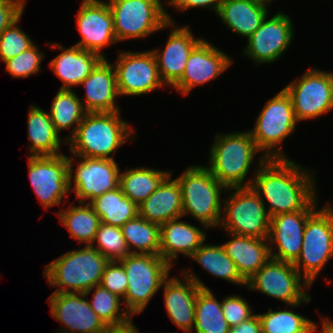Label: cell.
I'll use <instances>...</instances> for the list:
<instances>
[{"instance_id":"obj_10","label":"cell","mask_w":333,"mask_h":333,"mask_svg":"<svg viewBox=\"0 0 333 333\" xmlns=\"http://www.w3.org/2000/svg\"><path fill=\"white\" fill-rule=\"evenodd\" d=\"M118 42L149 37L168 29V12L161 0H116L107 2Z\"/></svg>"},{"instance_id":"obj_26","label":"cell","mask_w":333,"mask_h":333,"mask_svg":"<svg viewBox=\"0 0 333 333\" xmlns=\"http://www.w3.org/2000/svg\"><path fill=\"white\" fill-rule=\"evenodd\" d=\"M170 173L148 198L138 205V215L162 225L171 219L183 217L182 191L177 179Z\"/></svg>"},{"instance_id":"obj_24","label":"cell","mask_w":333,"mask_h":333,"mask_svg":"<svg viewBox=\"0 0 333 333\" xmlns=\"http://www.w3.org/2000/svg\"><path fill=\"white\" fill-rule=\"evenodd\" d=\"M171 219L160 226L159 255L173 267V261L179 254L191 257L206 240V231L181 220Z\"/></svg>"},{"instance_id":"obj_21","label":"cell","mask_w":333,"mask_h":333,"mask_svg":"<svg viewBox=\"0 0 333 333\" xmlns=\"http://www.w3.org/2000/svg\"><path fill=\"white\" fill-rule=\"evenodd\" d=\"M227 55L203 39L190 53L182 78L172 88L185 96L194 87L213 81L233 64Z\"/></svg>"},{"instance_id":"obj_38","label":"cell","mask_w":333,"mask_h":333,"mask_svg":"<svg viewBox=\"0 0 333 333\" xmlns=\"http://www.w3.org/2000/svg\"><path fill=\"white\" fill-rule=\"evenodd\" d=\"M266 313H258L263 333H314L317 323L301 314L294 313L292 309H268Z\"/></svg>"},{"instance_id":"obj_45","label":"cell","mask_w":333,"mask_h":333,"mask_svg":"<svg viewBox=\"0 0 333 333\" xmlns=\"http://www.w3.org/2000/svg\"><path fill=\"white\" fill-rule=\"evenodd\" d=\"M164 4H168L173 6L178 12H185L186 10H190V8H208L214 10V13L217 14L222 0H166Z\"/></svg>"},{"instance_id":"obj_3","label":"cell","mask_w":333,"mask_h":333,"mask_svg":"<svg viewBox=\"0 0 333 333\" xmlns=\"http://www.w3.org/2000/svg\"><path fill=\"white\" fill-rule=\"evenodd\" d=\"M214 139L206 168L226 188L251 186L253 179L245 181L246 176L256 154L261 151L250 131L217 133Z\"/></svg>"},{"instance_id":"obj_49","label":"cell","mask_w":333,"mask_h":333,"mask_svg":"<svg viewBox=\"0 0 333 333\" xmlns=\"http://www.w3.org/2000/svg\"><path fill=\"white\" fill-rule=\"evenodd\" d=\"M259 1H262V2H265L267 4H270L271 2H273L274 0H259Z\"/></svg>"},{"instance_id":"obj_35","label":"cell","mask_w":333,"mask_h":333,"mask_svg":"<svg viewBox=\"0 0 333 333\" xmlns=\"http://www.w3.org/2000/svg\"><path fill=\"white\" fill-rule=\"evenodd\" d=\"M121 229L130 254H159L160 225L137 215L125 222Z\"/></svg>"},{"instance_id":"obj_2","label":"cell","mask_w":333,"mask_h":333,"mask_svg":"<svg viewBox=\"0 0 333 333\" xmlns=\"http://www.w3.org/2000/svg\"><path fill=\"white\" fill-rule=\"evenodd\" d=\"M136 130L120 117V111L86 113L75 134L67 141L74 156L115 160L117 149L131 140ZM110 155V156H109Z\"/></svg>"},{"instance_id":"obj_5","label":"cell","mask_w":333,"mask_h":333,"mask_svg":"<svg viewBox=\"0 0 333 333\" xmlns=\"http://www.w3.org/2000/svg\"><path fill=\"white\" fill-rule=\"evenodd\" d=\"M176 179L182 191L183 217L191 215L203 230L220 226L224 200L220 196L227 188L205 165H189Z\"/></svg>"},{"instance_id":"obj_16","label":"cell","mask_w":333,"mask_h":333,"mask_svg":"<svg viewBox=\"0 0 333 333\" xmlns=\"http://www.w3.org/2000/svg\"><path fill=\"white\" fill-rule=\"evenodd\" d=\"M292 19L279 11L273 17L262 21L259 28L247 38L242 54L256 65L274 63L287 51L294 38Z\"/></svg>"},{"instance_id":"obj_32","label":"cell","mask_w":333,"mask_h":333,"mask_svg":"<svg viewBox=\"0 0 333 333\" xmlns=\"http://www.w3.org/2000/svg\"><path fill=\"white\" fill-rule=\"evenodd\" d=\"M190 258L213 277L224 279L234 285L246 286L247 284L222 245L207 244L204 241Z\"/></svg>"},{"instance_id":"obj_1","label":"cell","mask_w":333,"mask_h":333,"mask_svg":"<svg viewBox=\"0 0 333 333\" xmlns=\"http://www.w3.org/2000/svg\"><path fill=\"white\" fill-rule=\"evenodd\" d=\"M258 160L252 171L255 176L251 186L265 204L270 218L305 210L319 197L313 170L304 169L290 158L267 159L260 155Z\"/></svg>"},{"instance_id":"obj_4","label":"cell","mask_w":333,"mask_h":333,"mask_svg":"<svg viewBox=\"0 0 333 333\" xmlns=\"http://www.w3.org/2000/svg\"><path fill=\"white\" fill-rule=\"evenodd\" d=\"M109 260L91 245L69 250L44 268V277L55 293H85L100 285Z\"/></svg>"},{"instance_id":"obj_12","label":"cell","mask_w":333,"mask_h":333,"mask_svg":"<svg viewBox=\"0 0 333 333\" xmlns=\"http://www.w3.org/2000/svg\"><path fill=\"white\" fill-rule=\"evenodd\" d=\"M283 89L290 96L297 121L325 115L333 109V72L309 68Z\"/></svg>"},{"instance_id":"obj_44","label":"cell","mask_w":333,"mask_h":333,"mask_svg":"<svg viewBox=\"0 0 333 333\" xmlns=\"http://www.w3.org/2000/svg\"><path fill=\"white\" fill-rule=\"evenodd\" d=\"M26 0H0V34L24 14Z\"/></svg>"},{"instance_id":"obj_6","label":"cell","mask_w":333,"mask_h":333,"mask_svg":"<svg viewBox=\"0 0 333 333\" xmlns=\"http://www.w3.org/2000/svg\"><path fill=\"white\" fill-rule=\"evenodd\" d=\"M120 262L128 279L127 292L122 300L124 308L133 317L147 307L172 267L159 254H129Z\"/></svg>"},{"instance_id":"obj_31","label":"cell","mask_w":333,"mask_h":333,"mask_svg":"<svg viewBox=\"0 0 333 333\" xmlns=\"http://www.w3.org/2000/svg\"><path fill=\"white\" fill-rule=\"evenodd\" d=\"M67 210H59L57 216L60 222L70 232V237L76 239L80 244L92 245L98 227L101 223L100 217L89 203L80 202L79 206L73 205Z\"/></svg>"},{"instance_id":"obj_40","label":"cell","mask_w":333,"mask_h":333,"mask_svg":"<svg viewBox=\"0 0 333 333\" xmlns=\"http://www.w3.org/2000/svg\"><path fill=\"white\" fill-rule=\"evenodd\" d=\"M22 15L0 34V60L5 62L31 47L34 41L24 32L18 23Z\"/></svg>"},{"instance_id":"obj_37","label":"cell","mask_w":333,"mask_h":333,"mask_svg":"<svg viewBox=\"0 0 333 333\" xmlns=\"http://www.w3.org/2000/svg\"><path fill=\"white\" fill-rule=\"evenodd\" d=\"M93 290L92 300H89L90 307L108 327H120L133 320L125 308L121 310L122 298L101 285L91 288L85 295L88 296Z\"/></svg>"},{"instance_id":"obj_15","label":"cell","mask_w":333,"mask_h":333,"mask_svg":"<svg viewBox=\"0 0 333 333\" xmlns=\"http://www.w3.org/2000/svg\"><path fill=\"white\" fill-rule=\"evenodd\" d=\"M29 181L42 206L61 204L70 192L67 156H28Z\"/></svg>"},{"instance_id":"obj_22","label":"cell","mask_w":333,"mask_h":333,"mask_svg":"<svg viewBox=\"0 0 333 333\" xmlns=\"http://www.w3.org/2000/svg\"><path fill=\"white\" fill-rule=\"evenodd\" d=\"M168 20L171 30L164 49L151 50L155 55L162 81L165 85L173 87L182 78L190 53L203 38H195L189 25L175 27V20L169 14Z\"/></svg>"},{"instance_id":"obj_41","label":"cell","mask_w":333,"mask_h":333,"mask_svg":"<svg viewBox=\"0 0 333 333\" xmlns=\"http://www.w3.org/2000/svg\"><path fill=\"white\" fill-rule=\"evenodd\" d=\"M35 43L27 50L4 62L5 70L13 78H27L41 70L44 52L38 50Z\"/></svg>"},{"instance_id":"obj_18","label":"cell","mask_w":333,"mask_h":333,"mask_svg":"<svg viewBox=\"0 0 333 333\" xmlns=\"http://www.w3.org/2000/svg\"><path fill=\"white\" fill-rule=\"evenodd\" d=\"M182 270L183 280L168 276L164 286V305L171 321L182 331L193 333L196 297L200 289H209L190 269Z\"/></svg>"},{"instance_id":"obj_13","label":"cell","mask_w":333,"mask_h":333,"mask_svg":"<svg viewBox=\"0 0 333 333\" xmlns=\"http://www.w3.org/2000/svg\"><path fill=\"white\" fill-rule=\"evenodd\" d=\"M77 167H73L74 158ZM69 167V187L74 191L78 202L89 203L97 196L119 187L120 169L115 160L105 158H90L82 156H67ZM74 169V170H73ZM74 176H73V172Z\"/></svg>"},{"instance_id":"obj_48","label":"cell","mask_w":333,"mask_h":333,"mask_svg":"<svg viewBox=\"0 0 333 333\" xmlns=\"http://www.w3.org/2000/svg\"><path fill=\"white\" fill-rule=\"evenodd\" d=\"M321 327H322V331H320L321 333H333V321H330V318H324L323 316H321Z\"/></svg>"},{"instance_id":"obj_42","label":"cell","mask_w":333,"mask_h":333,"mask_svg":"<svg viewBox=\"0 0 333 333\" xmlns=\"http://www.w3.org/2000/svg\"><path fill=\"white\" fill-rule=\"evenodd\" d=\"M100 285L122 299L125 297L128 279L120 261H109L107 263Z\"/></svg>"},{"instance_id":"obj_14","label":"cell","mask_w":333,"mask_h":333,"mask_svg":"<svg viewBox=\"0 0 333 333\" xmlns=\"http://www.w3.org/2000/svg\"><path fill=\"white\" fill-rule=\"evenodd\" d=\"M114 68L120 96H140L166 85L162 81L152 50L119 51Z\"/></svg>"},{"instance_id":"obj_39","label":"cell","mask_w":333,"mask_h":333,"mask_svg":"<svg viewBox=\"0 0 333 333\" xmlns=\"http://www.w3.org/2000/svg\"><path fill=\"white\" fill-rule=\"evenodd\" d=\"M91 246L102 253L109 261H120L130 254L121 227L102 222Z\"/></svg>"},{"instance_id":"obj_27","label":"cell","mask_w":333,"mask_h":333,"mask_svg":"<svg viewBox=\"0 0 333 333\" xmlns=\"http://www.w3.org/2000/svg\"><path fill=\"white\" fill-rule=\"evenodd\" d=\"M226 233L231 239L222 246L247 282L271 258L268 239Z\"/></svg>"},{"instance_id":"obj_33","label":"cell","mask_w":333,"mask_h":333,"mask_svg":"<svg viewBox=\"0 0 333 333\" xmlns=\"http://www.w3.org/2000/svg\"><path fill=\"white\" fill-rule=\"evenodd\" d=\"M86 113L79 95L73 89H59L49 111L50 119L59 134L72 129L70 136L65 137L66 142L75 134Z\"/></svg>"},{"instance_id":"obj_46","label":"cell","mask_w":333,"mask_h":333,"mask_svg":"<svg viewBox=\"0 0 333 333\" xmlns=\"http://www.w3.org/2000/svg\"><path fill=\"white\" fill-rule=\"evenodd\" d=\"M229 333H262L258 314L255 313L248 320H245L238 325L231 326Z\"/></svg>"},{"instance_id":"obj_29","label":"cell","mask_w":333,"mask_h":333,"mask_svg":"<svg viewBox=\"0 0 333 333\" xmlns=\"http://www.w3.org/2000/svg\"><path fill=\"white\" fill-rule=\"evenodd\" d=\"M29 156H55L60 152L61 142L66 140L55 130L49 112L31 105L27 120Z\"/></svg>"},{"instance_id":"obj_19","label":"cell","mask_w":333,"mask_h":333,"mask_svg":"<svg viewBox=\"0 0 333 333\" xmlns=\"http://www.w3.org/2000/svg\"><path fill=\"white\" fill-rule=\"evenodd\" d=\"M77 28L82 36L75 46L93 51L103 58V48L118 43L113 16L107 1L83 0L76 15Z\"/></svg>"},{"instance_id":"obj_36","label":"cell","mask_w":333,"mask_h":333,"mask_svg":"<svg viewBox=\"0 0 333 333\" xmlns=\"http://www.w3.org/2000/svg\"><path fill=\"white\" fill-rule=\"evenodd\" d=\"M196 333H229L228 325L221 306L213 292L200 289L196 297L195 324Z\"/></svg>"},{"instance_id":"obj_17","label":"cell","mask_w":333,"mask_h":333,"mask_svg":"<svg viewBox=\"0 0 333 333\" xmlns=\"http://www.w3.org/2000/svg\"><path fill=\"white\" fill-rule=\"evenodd\" d=\"M318 201L317 197L305 210L281 213L270 218L268 242L272 259L289 263L298 259L307 219L318 208Z\"/></svg>"},{"instance_id":"obj_28","label":"cell","mask_w":333,"mask_h":333,"mask_svg":"<svg viewBox=\"0 0 333 333\" xmlns=\"http://www.w3.org/2000/svg\"><path fill=\"white\" fill-rule=\"evenodd\" d=\"M268 6L259 0H222L217 15L229 31L249 38L269 15Z\"/></svg>"},{"instance_id":"obj_30","label":"cell","mask_w":333,"mask_h":333,"mask_svg":"<svg viewBox=\"0 0 333 333\" xmlns=\"http://www.w3.org/2000/svg\"><path fill=\"white\" fill-rule=\"evenodd\" d=\"M170 173V171L154 168L129 169L126 167L125 171H120L119 187L122 193L138 206L158 188Z\"/></svg>"},{"instance_id":"obj_34","label":"cell","mask_w":333,"mask_h":333,"mask_svg":"<svg viewBox=\"0 0 333 333\" xmlns=\"http://www.w3.org/2000/svg\"><path fill=\"white\" fill-rule=\"evenodd\" d=\"M104 224L121 227L138 215V206L122 193L120 187L105 192L89 202Z\"/></svg>"},{"instance_id":"obj_11","label":"cell","mask_w":333,"mask_h":333,"mask_svg":"<svg viewBox=\"0 0 333 333\" xmlns=\"http://www.w3.org/2000/svg\"><path fill=\"white\" fill-rule=\"evenodd\" d=\"M246 287L281 300L291 308L311 301L307 289L312 285L297 271L293 263L272 258L247 281Z\"/></svg>"},{"instance_id":"obj_8","label":"cell","mask_w":333,"mask_h":333,"mask_svg":"<svg viewBox=\"0 0 333 333\" xmlns=\"http://www.w3.org/2000/svg\"><path fill=\"white\" fill-rule=\"evenodd\" d=\"M297 123L290 96L282 89L267 101L249 131L267 159L288 158L281 143L295 131Z\"/></svg>"},{"instance_id":"obj_47","label":"cell","mask_w":333,"mask_h":333,"mask_svg":"<svg viewBox=\"0 0 333 333\" xmlns=\"http://www.w3.org/2000/svg\"><path fill=\"white\" fill-rule=\"evenodd\" d=\"M103 333H139V331L132 320L130 323L120 327H109Z\"/></svg>"},{"instance_id":"obj_7","label":"cell","mask_w":333,"mask_h":333,"mask_svg":"<svg viewBox=\"0 0 333 333\" xmlns=\"http://www.w3.org/2000/svg\"><path fill=\"white\" fill-rule=\"evenodd\" d=\"M226 193L229 196L223 201L221 228L231 234L268 239L270 216L252 186L227 188Z\"/></svg>"},{"instance_id":"obj_25","label":"cell","mask_w":333,"mask_h":333,"mask_svg":"<svg viewBox=\"0 0 333 333\" xmlns=\"http://www.w3.org/2000/svg\"><path fill=\"white\" fill-rule=\"evenodd\" d=\"M50 46L62 50L49 63L53 73L63 82L59 89L72 90V86H79L103 59L93 51L75 45L64 48L61 44L50 43Z\"/></svg>"},{"instance_id":"obj_20","label":"cell","mask_w":333,"mask_h":333,"mask_svg":"<svg viewBox=\"0 0 333 333\" xmlns=\"http://www.w3.org/2000/svg\"><path fill=\"white\" fill-rule=\"evenodd\" d=\"M48 303L51 316L63 326L57 333H103L109 328L91 309L85 293L53 292Z\"/></svg>"},{"instance_id":"obj_23","label":"cell","mask_w":333,"mask_h":333,"mask_svg":"<svg viewBox=\"0 0 333 333\" xmlns=\"http://www.w3.org/2000/svg\"><path fill=\"white\" fill-rule=\"evenodd\" d=\"M84 86L86 95L82 101L87 113L121 111L116 104L120 97L117 76L113 63L103 58L79 86Z\"/></svg>"},{"instance_id":"obj_9","label":"cell","mask_w":333,"mask_h":333,"mask_svg":"<svg viewBox=\"0 0 333 333\" xmlns=\"http://www.w3.org/2000/svg\"><path fill=\"white\" fill-rule=\"evenodd\" d=\"M328 203L316 209L307 219L303 244L293 263L297 271L312 285L320 271L333 258V207ZM302 271V272H301Z\"/></svg>"},{"instance_id":"obj_43","label":"cell","mask_w":333,"mask_h":333,"mask_svg":"<svg viewBox=\"0 0 333 333\" xmlns=\"http://www.w3.org/2000/svg\"><path fill=\"white\" fill-rule=\"evenodd\" d=\"M249 304L239 295H230V297L222 299V311L230 327L238 325L254 315Z\"/></svg>"}]
</instances>
